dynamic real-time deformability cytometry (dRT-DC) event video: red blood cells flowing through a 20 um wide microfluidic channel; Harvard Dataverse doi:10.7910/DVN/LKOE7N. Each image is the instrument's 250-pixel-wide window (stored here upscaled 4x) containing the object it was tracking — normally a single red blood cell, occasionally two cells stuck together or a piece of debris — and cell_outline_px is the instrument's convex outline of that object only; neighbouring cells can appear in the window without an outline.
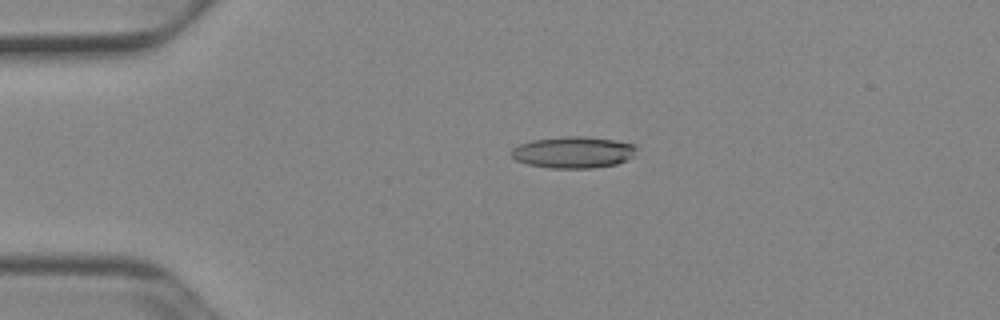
{"species": "Egyptian fruit bat (a non-hibernating species)", "species_latin": "Rousettus aegyptiacus", "temperature_condition": "cold", "stored_images_in_passage": 34, "camera_frame_rate_fps": 3000, "um_per_image_px": 0.085, "animal": {"sex": "female"}, "frame": {"image": 1, "passage_image": 1, "time_ms": 0.0, "image_size_px": [1000, 320], "cell_outline_px": [[636, 148], [632, 156], [616, 164], [592, 168], [552, 168], [528, 164], [516, 160], [512, 156], [512, 148], [520, 144], [532, 140], [564, 136], [584, 136], [616, 140], [636, 144]], "centroid_in_image_um": [48.73, 12.93], "position_along_channel_um": 36.3, "area_um2": 22.89}}
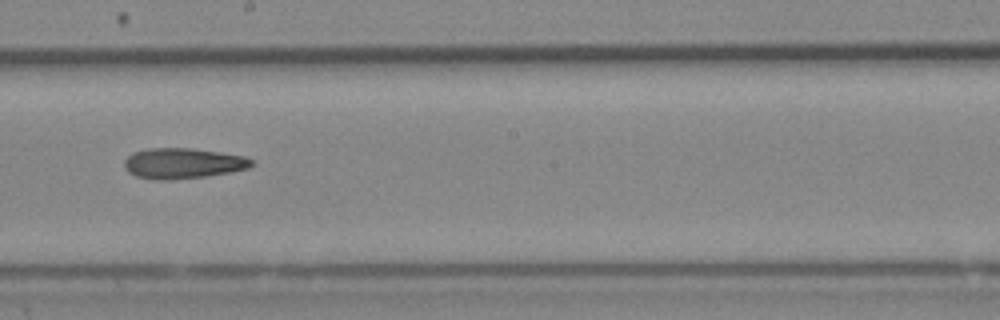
{"frame": {"image": 2, "passage_image": 19, "time_ms": 6.0, "image_size_px": [1000, 320], "cell_outline_px": [[256, 164], [248, 168], [228, 172], [204, 176], [168, 180], [152, 180], [136, 176], [128, 172], [124, 168], [124, 160], [132, 152], [148, 148], [192, 148], [220, 152], [244, 156], [256, 160]], "centroid_in_image_um": [15.54, 13.87], "position_along_channel_um": 232.7, "area_um2": 22.83}}
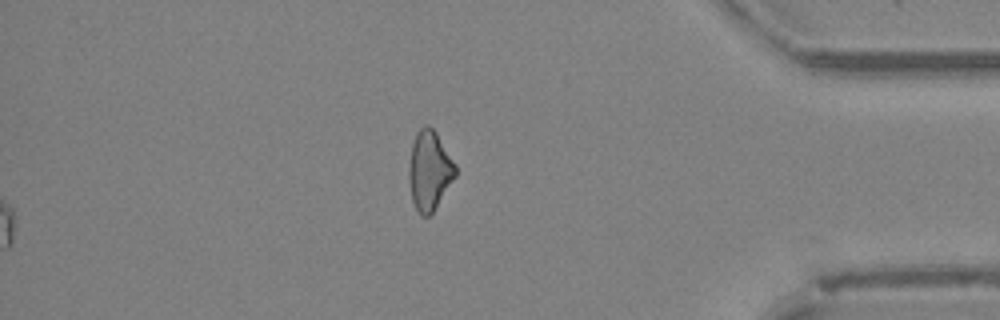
{"frame": {"image": 3, "passage_image": 34, "time_ms": 11.0, "image_size_px": [1000, 320], "cell_outline_px": [[456, 176], [432, 212], [428, 216], [420, 216], [412, 200], [408, 180], [408, 168], [412, 144], [416, 132], [424, 124], [428, 124], [436, 132], [456, 164]], "centroid_in_image_um": [36.49, 14.47], "position_along_channel_um": 398.7, "area_um2": 21.56}}